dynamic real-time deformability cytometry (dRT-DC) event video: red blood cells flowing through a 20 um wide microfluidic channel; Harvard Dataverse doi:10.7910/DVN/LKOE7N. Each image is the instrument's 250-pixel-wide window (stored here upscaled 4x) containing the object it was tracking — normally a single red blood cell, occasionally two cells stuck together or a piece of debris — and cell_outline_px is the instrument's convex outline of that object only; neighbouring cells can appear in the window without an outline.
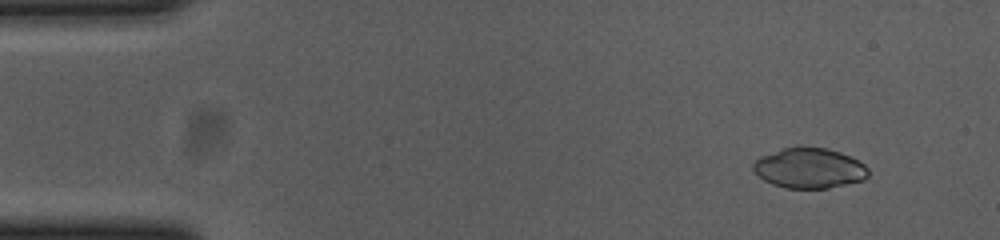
{"species": "common noctule bat (a hibernating species)", "species_latin": "Nyctalus noctula", "temperature_condition": "cold", "stored_images_in_passage": 55, "camera_frame_rate_fps": 3000, "um_per_image_px": 0.085, "animal": {"sex": "female", "body_mass_g": 23.0, "forearm_length_mm": 53.4}, "frame": {"image": 1, "passage_image": 5, "time_ms": 1.333, "image_size_px": [1000, 240], "cell_outline_px": [[868, 176], [864, 180], [828, 188], [784, 188], [772, 184], [764, 180], [752, 168], [752, 164], [760, 156], [780, 148], [828, 148], [840, 152], [864, 164], [868, 168]], "centroid_in_image_um": [68.78, 14.3], "position_along_channel_um": 16.2, "area_um2": 26.76}}
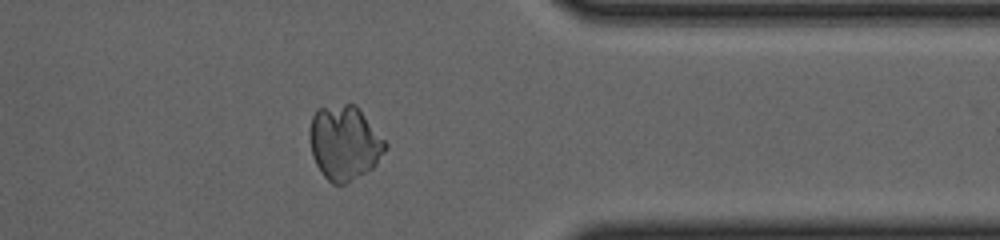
{"frame": {"image": 2, "passage_image": 44, "time_ms": 14.333, "image_size_px": [1000, 240], "cell_outline_px": [[388, 148], [376, 164], [372, 168], [344, 184], [332, 184], [324, 176], [316, 164], [312, 156], [308, 136], [308, 132], [312, 116], [316, 108], [344, 104], [356, 104], [388, 144]], "centroid_in_image_um": [29.26, 12.12], "position_along_channel_um": 382.1, "area_um2": 33.0}}